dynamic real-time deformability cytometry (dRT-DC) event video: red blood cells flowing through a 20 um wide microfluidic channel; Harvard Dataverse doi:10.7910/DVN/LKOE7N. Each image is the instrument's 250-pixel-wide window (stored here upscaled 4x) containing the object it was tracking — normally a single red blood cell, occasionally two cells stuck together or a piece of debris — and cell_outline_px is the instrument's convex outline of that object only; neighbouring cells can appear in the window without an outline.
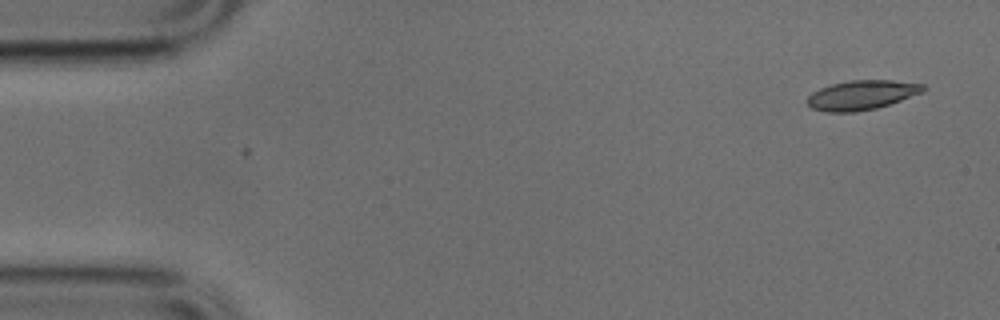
{"species": "common noctule bat (a hibernating species)", "species_latin": "Nyctalus noctula", "temperature_condition": "cold", "stored_images_in_passage": 2, "camera_frame_rate_fps": 3000, "um_per_image_px": 0.085, "animal": {"sex": "male", "body_mass_g": 17.9, "forearm_length_mm": 54.2}, "frame": {"image": 1, "passage_image": 1, "time_ms": 0.0, "image_size_px": [1000, 320], "cell_outline_px": [[928, 88], [924, 92], [876, 108], [856, 112], [828, 112], [812, 108], [804, 100], [812, 92], [820, 88], [832, 84], [852, 80], [892, 80], [924, 84]], "centroid_in_image_um": [73.25, 8.07], "position_along_channel_um": 11.8, "area_um2": 19.94}}